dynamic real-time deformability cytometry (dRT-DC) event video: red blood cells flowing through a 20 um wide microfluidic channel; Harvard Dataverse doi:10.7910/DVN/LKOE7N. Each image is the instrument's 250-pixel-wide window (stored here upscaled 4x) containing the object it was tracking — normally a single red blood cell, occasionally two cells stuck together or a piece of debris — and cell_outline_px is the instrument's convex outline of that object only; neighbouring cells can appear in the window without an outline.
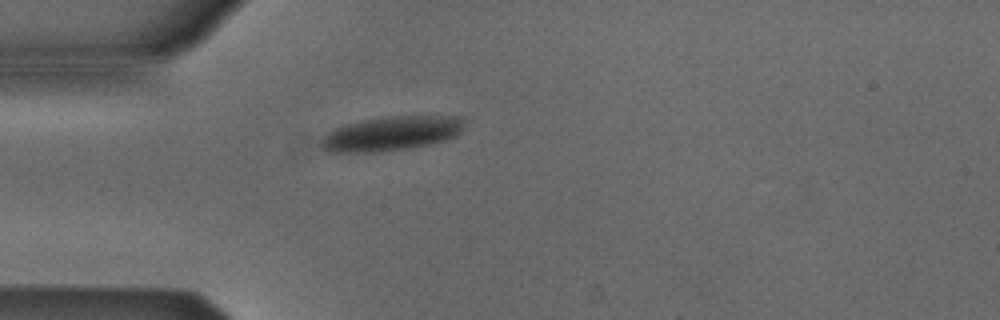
{"species": "Egyptian fruit bat (a non-hibernating species)", "species_latin": "Rousettus aegyptiacus", "temperature_condition": "cold", "stored_images_in_passage": 37, "camera_frame_rate_fps": 3000, "um_per_image_px": 0.085, "animal": {"sex": "male"}, "frame": {"image": 1, "passage_image": 1, "time_ms": 0.0, "image_size_px": [1000, 320], "cell_outline_px": [[464, 120], [460, 132], [456, 136], [444, 140], [428, 144], [408, 148], [380, 152], [328, 152], [320, 148], [320, 140], [332, 128], [364, 120], [392, 116], [460, 116]], "centroid_in_image_um": [33.22, 11.36], "position_along_channel_um": 51.8, "area_um2": 28.55}}
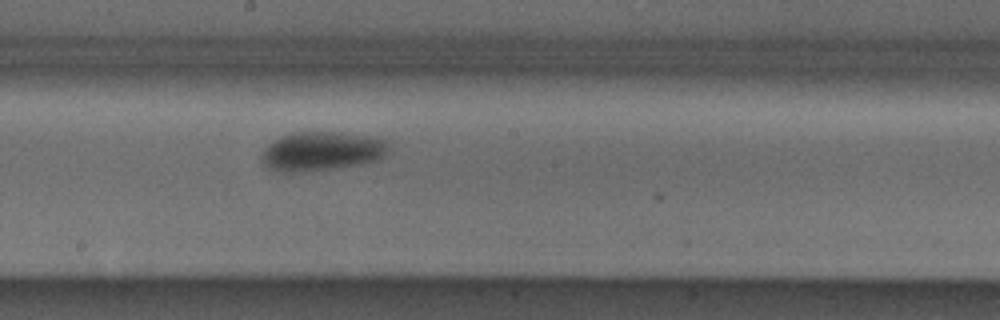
{"frame": {"image": 2, "passage_image": 15, "time_ms": 4.667, "image_size_px": [1000, 320], "cell_outline_px": [[388, 148], [376, 160], [360, 164], [332, 168], [300, 172], [280, 172], [268, 168], [260, 160], [260, 156], [264, 148], [272, 140], [280, 136], [292, 132], [340, 132], [364, 136], [384, 140]], "centroid_in_image_um": [27.21, 12.85], "position_along_channel_um": 221.0, "area_um2": 28.61}}
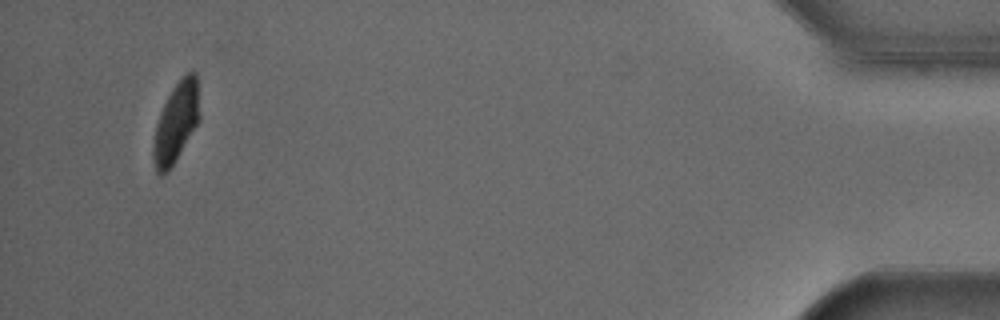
{"frame": {"image": 3, "passage_image": 37, "time_ms": 12.0, "image_size_px": [1000, 320], "cell_outline_px": [[200, 120], [176, 160], [168, 172], [160, 176], [156, 172], [152, 156], [152, 148], [156, 124], [160, 112], [172, 88], [188, 72], [196, 72], [200, 116]], "centroid_in_image_um": [14.96, 10.46], "position_along_channel_um": 420.2, "area_um2": 21.56}, "authors_computed_cell_mechanics": {"area_um2": 28.2642, "velocity_mm_per_s": 3.8301, "shape_relaxation_time_tau1_ms": 3.2673, "shape_relaxation_time_tau2_ms": null, "deformation_change_tau1": 0.1087, "deformation_change_tau2": null}}